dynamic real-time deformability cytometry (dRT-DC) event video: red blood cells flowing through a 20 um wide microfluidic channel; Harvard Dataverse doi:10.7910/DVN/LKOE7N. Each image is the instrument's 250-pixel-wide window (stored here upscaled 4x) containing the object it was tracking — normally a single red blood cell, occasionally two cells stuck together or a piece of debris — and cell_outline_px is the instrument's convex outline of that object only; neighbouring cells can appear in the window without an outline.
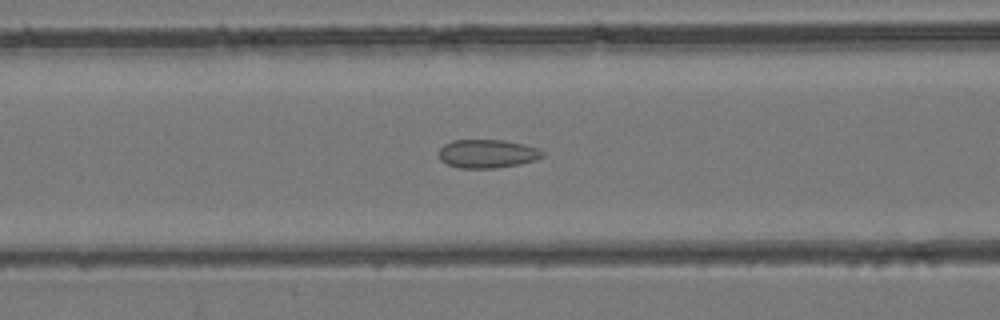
{"species": "common noctule bat (a hibernating species)", "species_latin": "Nyctalus noctula", "temperature_condition": "room temperature", "stored_images_in_passage": 47, "camera_frame_rate_fps": 3000, "um_per_image_px": 0.085, "animal": {"sex": "female", "body_mass_g": 24.6, "forearm_length_mm": 56.2}, "frame": {"image": 1, "passage_image": 19, "time_ms": 6.0, "image_size_px": [1000, 320], "cell_outline_px": [[544, 156], [536, 160], [520, 164], [496, 168], [460, 168], [448, 164], [440, 160], [440, 148], [444, 144], [452, 140], [504, 140], [524, 144], [536, 148], [544, 152]], "centroid_in_image_um": [41.43, 13.06], "position_along_channel_um": 125.2, "area_um2": 17.22}}
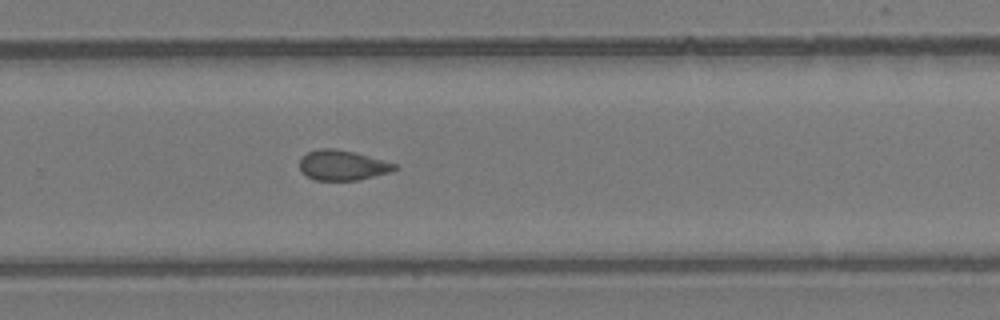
{"frame": {"image": 2, "passage_image": 31, "time_ms": 10.0, "image_size_px": [1000, 320], "cell_outline_px": [[400, 168], [388, 172], [356, 180], [316, 180], [308, 176], [300, 168], [300, 160], [308, 152], [320, 148], [336, 148], [400, 164]], "centroid_in_image_um": [29.15, 14.04], "position_along_channel_um": 300.6, "area_um2": 16.42}}
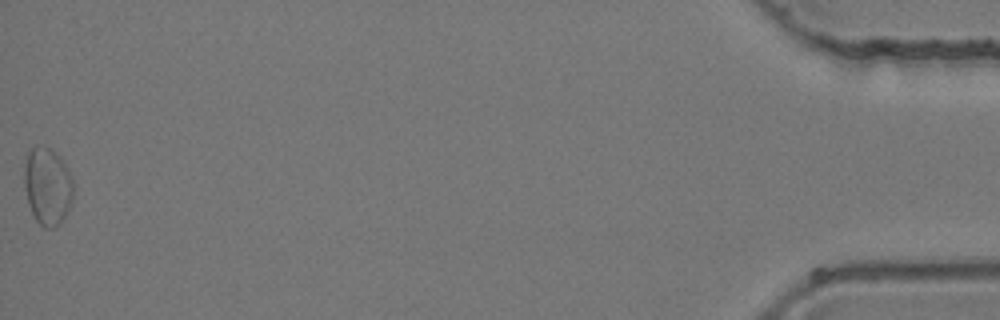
{"frame": {"image": 3, "passage_image": 47, "time_ms": 15.333, "image_size_px": [1000, 320], "cell_outline_px": [[72, 196], [68, 208], [60, 224], [52, 228], [44, 228], [36, 220], [28, 204], [24, 184], [24, 164], [28, 152], [32, 148], [48, 148], [60, 156], [72, 176]], "centroid_in_image_um": [4.02, 15.84], "position_along_channel_um": 431.2, "area_um2": 21.79}}